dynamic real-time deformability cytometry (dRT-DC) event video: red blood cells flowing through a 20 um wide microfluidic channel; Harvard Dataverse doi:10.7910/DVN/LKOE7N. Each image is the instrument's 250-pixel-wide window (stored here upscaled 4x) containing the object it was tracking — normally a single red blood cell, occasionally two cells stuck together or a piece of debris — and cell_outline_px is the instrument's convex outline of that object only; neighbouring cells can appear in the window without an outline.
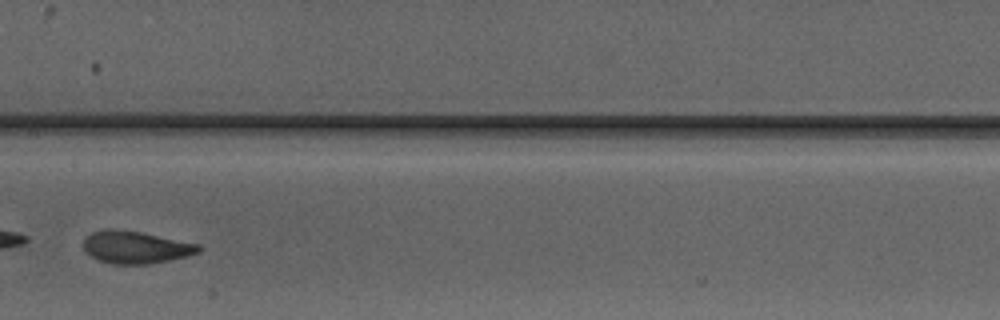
{"species": "Egyptian fruit bat (a non-hibernating species)", "species_latin": "Rousettus aegyptiacus", "temperature_condition": "warm", "stored_images_in_passage": 8, "camera_frame_rate_fps": 3000, "um_per_image_px": 0.085, "animal": {"sex": "male"}, "frame": {"image": 1, "passage_image": 8, "time_ms": 8.333, "image_size_px": [1000, 320], "cell_outline_px": [[204, 248], [200, 252], [188, 256], [148, 264], [112, 264], [96, 260], [84, 252], [84, 236], [92, 232], [104, 228], [112, 228], [140, 232], [200, 244]], "centroid_in_image_um": [11.51, 21.01], "position_along_channel_um": 195.9, "area_um2": 22.08}}